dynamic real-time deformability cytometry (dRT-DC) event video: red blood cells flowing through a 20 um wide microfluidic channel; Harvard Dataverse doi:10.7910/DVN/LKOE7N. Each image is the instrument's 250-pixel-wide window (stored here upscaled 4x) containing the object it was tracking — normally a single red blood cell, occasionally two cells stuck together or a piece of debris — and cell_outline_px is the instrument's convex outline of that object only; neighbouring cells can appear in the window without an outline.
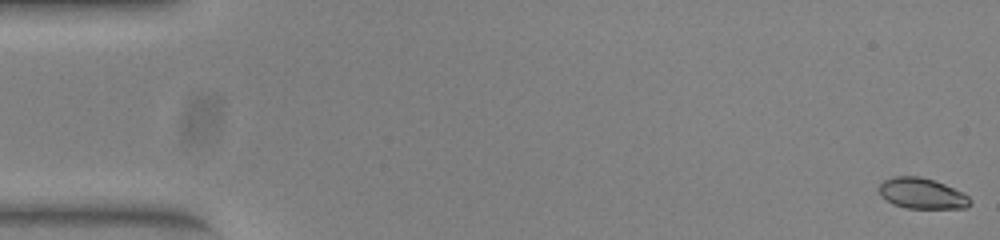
{"species": "common noctule bat (a hibernating species)", "species_latin": "Nyctalus noctula", "temperature_condition": "warm", "stored_images_in_passage": 8, "camera_frame_rate_fps": 3000, "um_per_image_px": 0.085, "animal": {"sex": "female", "body_mass_g": 23.0, "forearm_length_mm": 53.4}, "frame": {"image": 1, "passage_image": 1, "time_ms": 0.0, "image_size_px": [1000, 240], "cell_outline_px": [[972, 204], [964, 208], [908, 208], [892, 204], [880, 196], [876, 188], [884, 180], [896, 176], [920, 176], [944, 184], [964, 192], [972, 200]], "centroid_in_image_um": [78.35, 16.44], "position_along_channel_um": 6.7, "area_um2": 16.47}}